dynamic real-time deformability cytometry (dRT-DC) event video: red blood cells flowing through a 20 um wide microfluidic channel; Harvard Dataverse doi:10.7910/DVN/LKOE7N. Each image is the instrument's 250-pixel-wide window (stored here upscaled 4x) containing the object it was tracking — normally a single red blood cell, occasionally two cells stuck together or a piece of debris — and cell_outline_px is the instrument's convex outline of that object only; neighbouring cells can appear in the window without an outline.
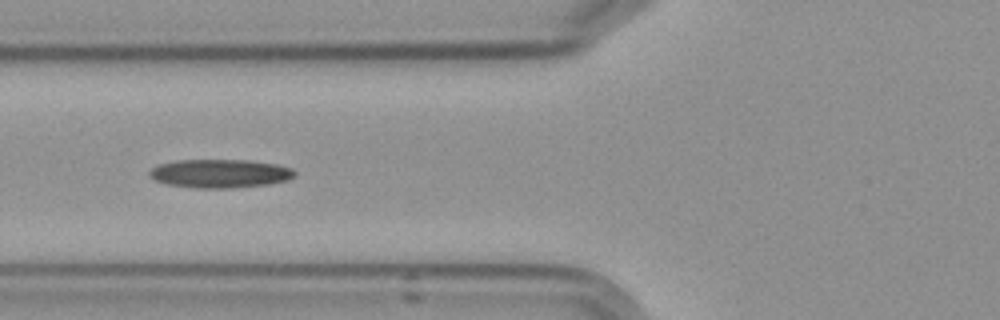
{"species": "Egyptian fruit bat (a non-hibernating species)", "species_latin": "Rousettus aegyptiacus", "temperature_condition": "cold", "stored_images_in_passage": 6, "camera_frame_rate_fps": 3000, "um_per_image_px": 0.085, "frame": {"image": 1, "passage_image": 3, "time_ms": 2.333, "image_size_px": [1000, 320], "cell_outline_px": [[296, 172], [288, 180], [268, 184], [232, 188], [196, 188], [168, 184], [156, 180], [148, 176], [148, 172], [152, 168], [160, 164], [176, 160], [252, 160], [276, 164], [292, 168]], "centroid_in_image_um": [18.7, 14.74], "position_along_channel_um": 107.1, "area_um2": 24.16}}
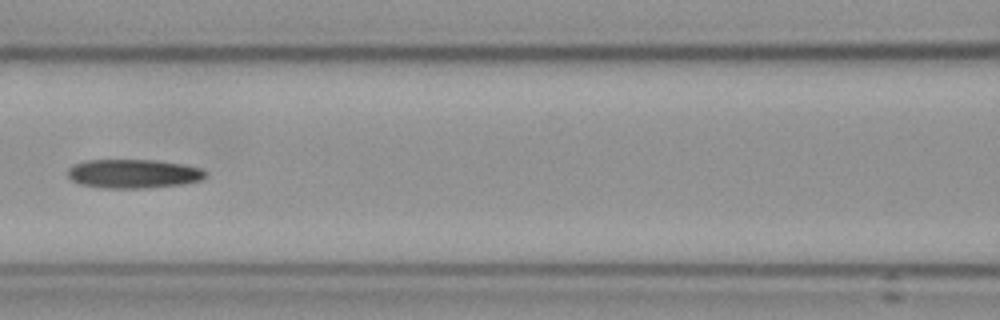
{"frame": {"image": 2, "passage_image": 4, "time_ms": 3.667, "image_size_px": [1000, 320], "cell_outline_px": [[208, 172], [200, 180], [180, 184], [148, 188], [104, 188], [80, 184], [72, 180], [68, 176], [68, 168], [76, 164], [88, 160], [156, 160], [180, 164], [200, 168]], "centroid_in_image_um": [11.32, 14.77], "position_along_channel_um": 155.3, "area_um2": 23.0}}